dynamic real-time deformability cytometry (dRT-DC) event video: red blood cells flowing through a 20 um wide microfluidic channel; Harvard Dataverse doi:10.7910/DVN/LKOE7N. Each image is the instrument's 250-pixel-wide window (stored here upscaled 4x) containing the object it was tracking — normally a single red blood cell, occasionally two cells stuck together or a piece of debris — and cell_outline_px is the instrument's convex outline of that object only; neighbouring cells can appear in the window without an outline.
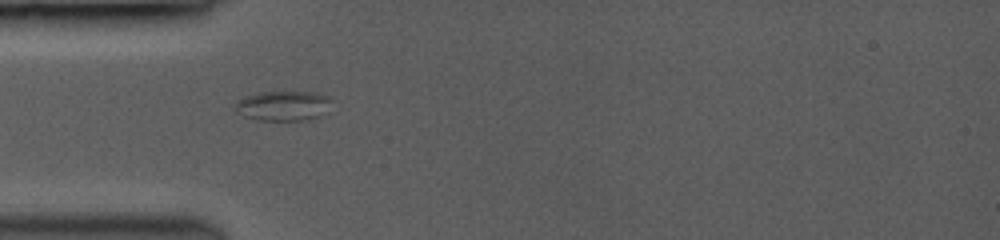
{"species": "common noctule bat (a hibernating species)", "species_latin": "Nyctalus noctula", "temperature_condition": "room temperature", "stored_images_in_passage": 44, "camera_frame_rate_fps": 3500, "um_per_image_px": 0.085, "animal": {"sex": "female", "body_mass_g": 19.0, "forearm_length_mm": 53.3}, "frame": {"image": 1, "passage_image": 1, "time_ms": 0.0, "image_size_px": [1000, 240], "cell_outline_px": [[328, 100], [316, 116], [300, 120], [260, 120], [244, 116], [236, 112], [236, 104], [240, 100], [248, 96], [264, 92], [304, 92], [328, 96]], "centroid_in_image_um": [23.93, 8.99], "position_along_channel_um": 61.1, "area_um2": 15.55}}
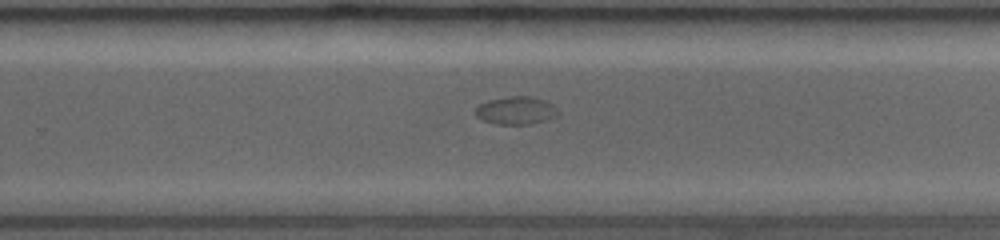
{"frame": {"image": 2, "passage_image": 23, "time_ms": 6.286, "image_size_px": [1000, 240], "cell_outline_px": [[556, 116], [532, 124], [496, 124], [484, 120], [476, 116], [476, 108], [480, 104], [488, 100], [512, 96], [528, 96], [552, 104], [556, 108]], "centroid_in_image_um": [43.82, 9.4], "position_along_channel_um": 286.0, "area_um2": 13.01}}
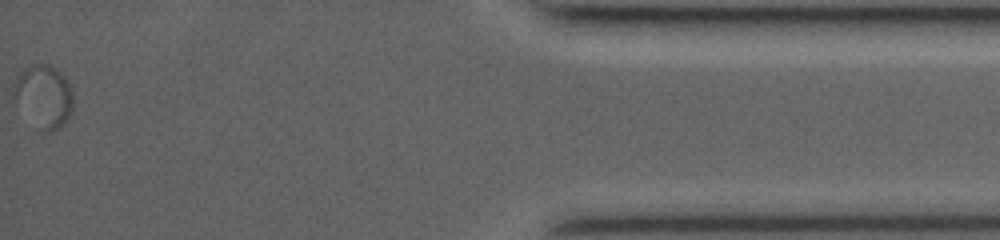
{"frame": {"image": 3, "passage_image": 44, "time_ms": 12.286, "image_size_px": [1000, 240], "cell_outline_px": [[72, 112], [68, 120], [60, 128], [52, 132], [40, 132], [12, 92], [12, 84], [16, 76], [24, 68], [40, 60], [56, 68], [68, 80], [72, 92]], "centroid_in_image_um": [3.75, 8.14], "position_along_channel_um": 431.5, "area_um2": 21.96}}